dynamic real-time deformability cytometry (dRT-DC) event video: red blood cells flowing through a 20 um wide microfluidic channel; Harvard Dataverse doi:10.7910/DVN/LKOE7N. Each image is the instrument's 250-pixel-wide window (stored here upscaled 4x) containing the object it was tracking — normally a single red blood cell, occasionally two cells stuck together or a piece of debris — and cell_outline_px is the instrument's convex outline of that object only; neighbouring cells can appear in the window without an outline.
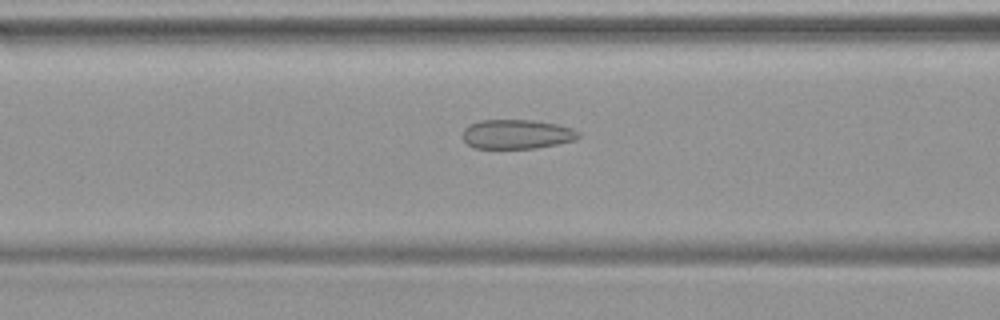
{"species": "common noctule bat (a hibernating species)", "species_latin": "Nyctalus noctula", "temperature_condition": "warm", "stored_images_in_passage": 47, "camera_frame_rate_fps": 3000, "um_per_image_px": 0.085, "animal": {"sex": "female", "body_mass_g": 19.9}, "frame": {"image": 1, "passage_image": 19, "time_ms": 6.0, "image_size_px": [1000, 320], "cell_outline_px": [[580, 136], [576, 140], [536, 148], [472, 148], [464, 140], [464, 128], [468, 124], [480, 120], [532, 120], [556, 124], [572, 128], [580, 132]], "centroid_in_image_um": [43.93, 11.4], "position_along_channel_um": 122.7, "area_um2": 19.83}}
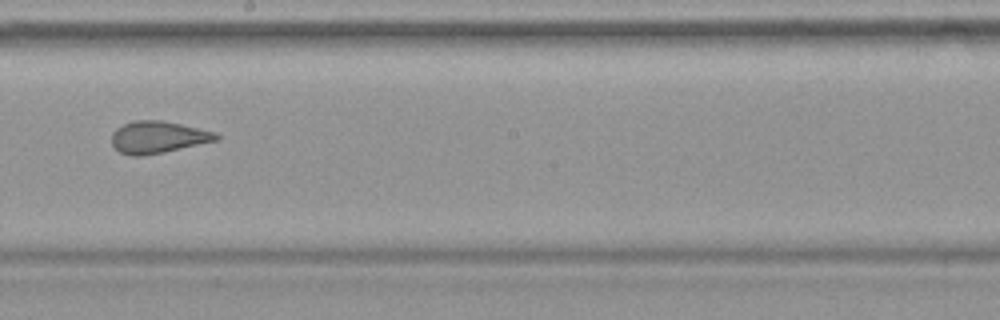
{"frame": {"image": 2, "passage_image": 27, "time_ms": 8.667, "image_size_px": [1000, 320], "cell_outline_px": [[220, 140], [164, 152], [140, 156], [132, 156], [120, 152], [112, 144], [112, 132], [116, 128], [124, 124], [136, 120], [160, 120], [180, 124], [216, 132], [220, 136]], "centroid_in_image_um": [13.45, 11.66], "position_along_channel_um": 234.8, "area_um2": 19.48}}
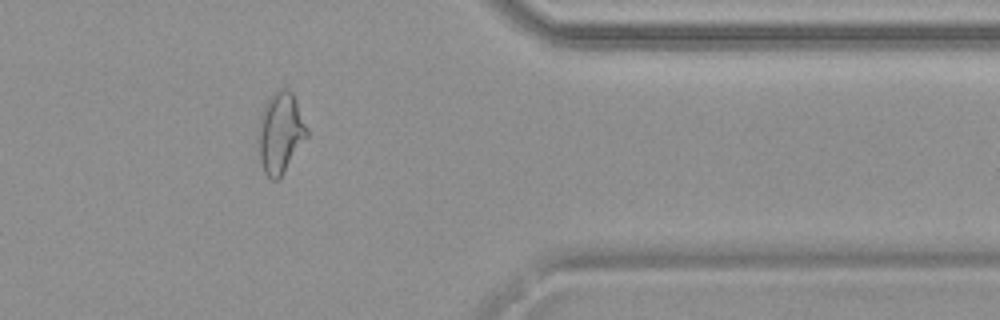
{"frame": {"image": 3, "passage_image": 39, "time_ms": 12.667, "image_size_px": [1000, 320], "cell_outline_px": [[308, 136], [280, 176], [276, 180], [272, 180], [264, 172], [260, 160], [256, 140], [256, 136], [260, 116], [264, 104], [276, 92], [284, 88], [288, 88], [292, 92], [296, 100], [308, 128]], "centroid_in_image_um": [23.81, 11.27], "position_along_channel_um": 387.6, "area_um2": 22.89}}